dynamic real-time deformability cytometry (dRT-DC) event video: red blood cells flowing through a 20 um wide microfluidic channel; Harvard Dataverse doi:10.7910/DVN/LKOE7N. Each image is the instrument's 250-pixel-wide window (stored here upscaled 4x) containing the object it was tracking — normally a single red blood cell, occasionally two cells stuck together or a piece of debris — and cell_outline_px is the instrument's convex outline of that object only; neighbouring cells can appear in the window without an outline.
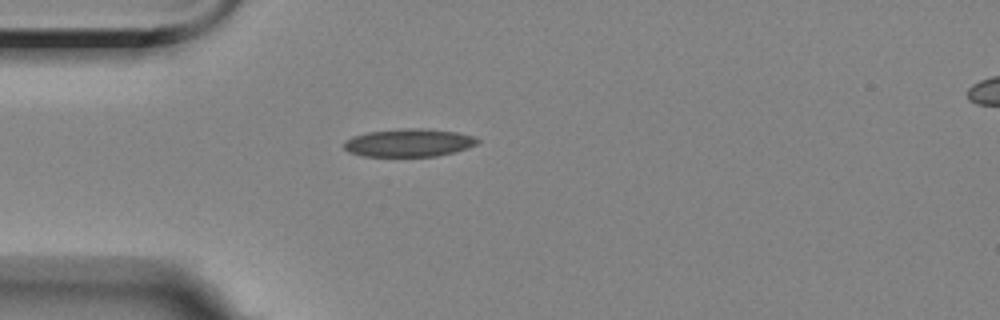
{"species": "Egyptian fruit bat (a non-hibernating species)", "species_latin": "Rousettus aegyptiacus", "temperature_condition": "room temperature", "stored_images_in_passage": 2, "segment_of_instrument_passage": [1, 2], "camera_frame_rate_fps": 3000, "um_per_image_px": 0.085, "animal": {"sex": "female"}, "frame": {"image": 1, "passage_image": 1, "time_ms": 0.0, "image_size_px": [1000, 320], "cell_outline_px": [[480, 140], [476, 144], [468, 148], [436, 156], [360, 156], [348, 152], [344, 148], [344, 140], [352, 136], [368, 132], [408, 128], [428, 128], [456, 132], [476, 136]], "centroid_in_image_um": [34.74, 12.13], "position_along_channel_um": 50.3, "area_um2": 21.85}}